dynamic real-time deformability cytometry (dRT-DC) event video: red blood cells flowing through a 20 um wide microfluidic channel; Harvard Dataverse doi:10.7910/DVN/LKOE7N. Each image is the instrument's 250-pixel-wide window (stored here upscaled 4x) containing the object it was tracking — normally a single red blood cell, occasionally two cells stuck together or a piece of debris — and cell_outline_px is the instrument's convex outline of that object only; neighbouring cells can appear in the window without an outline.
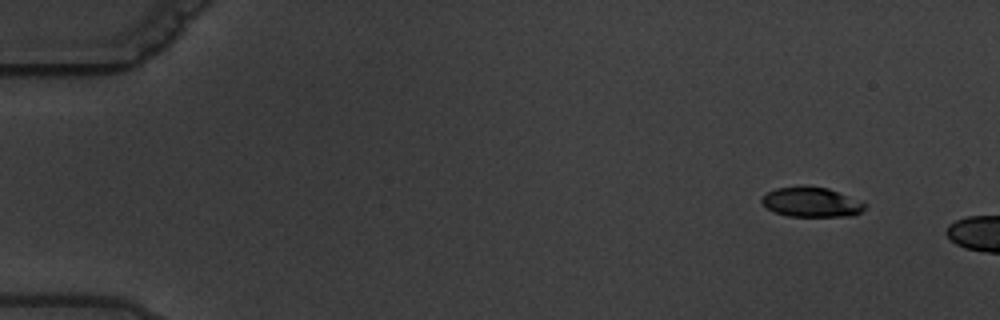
{"species": "common noctule bat (a hibernating species)", "species_latin": "Nyctalus noctula", "temperature_condition": "warm", "stored_images_in_passage": 4, "camera_frame_rate_fps": 3000, "um_per_image_px": 0.085, "animal": {"sex": "male", "body_mass_g": 19.5, "forearm_length_mm": 54.6}, "frame": {"image": 1, "passage_image": 1, "time_ms": 0.0, "image_size_px": [1000, 320], "cell_outline_px": [[868, 204], [860, 212], [852, 216], [788, 216], [776, 212], [768, 208], [760, 200], [768, 192], [776, 188], [804, 184], [828, 188]], "centroid_in_image_um": [68.97, 17.16], "position_along_channel_um": 16.0, "area_um2": 17.92}}